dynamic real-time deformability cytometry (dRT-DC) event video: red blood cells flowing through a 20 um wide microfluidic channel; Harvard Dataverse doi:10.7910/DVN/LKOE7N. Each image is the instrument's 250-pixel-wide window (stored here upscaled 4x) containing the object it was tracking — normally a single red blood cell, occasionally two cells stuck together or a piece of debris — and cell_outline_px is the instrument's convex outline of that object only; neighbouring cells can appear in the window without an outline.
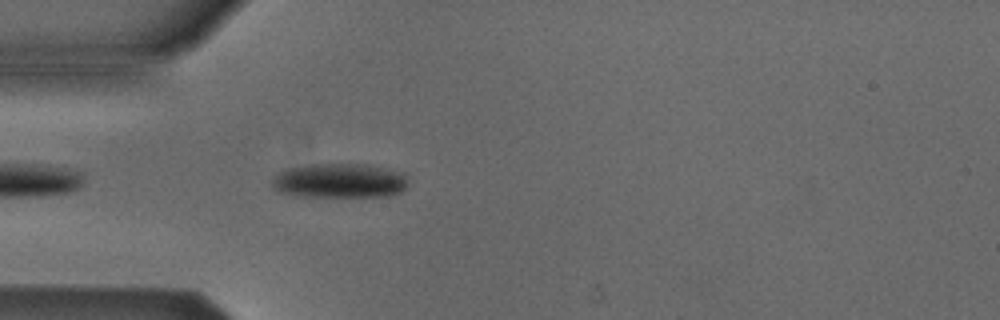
{"species": "Egyptian fruit bat (a non-hibernating species)", "species_latin": "Rousettus aegyptiacus", "temperature_condition": "cold", "stored_images_in_passage": 5, "camera_frame_rate_fps": 3000, "um_per_image_px": 0.085, "animal": {"sex": "male"}, "frame": {"image": 1, "passage_image": 5, "time_ms": 4.667, "image_size_px": [1000, 320], "cell_outline_px": [[408, 184], [400, 192], [388, 196], [296, 196], [276, 192], [272, 188], [272, 180], [284, 168], [312, 164], [364, 164], [404, 172]], "centroid_in_image_um": [28.83, 15.36], "position_along_channel_um": 56.2, "area_um2": 27.51}}